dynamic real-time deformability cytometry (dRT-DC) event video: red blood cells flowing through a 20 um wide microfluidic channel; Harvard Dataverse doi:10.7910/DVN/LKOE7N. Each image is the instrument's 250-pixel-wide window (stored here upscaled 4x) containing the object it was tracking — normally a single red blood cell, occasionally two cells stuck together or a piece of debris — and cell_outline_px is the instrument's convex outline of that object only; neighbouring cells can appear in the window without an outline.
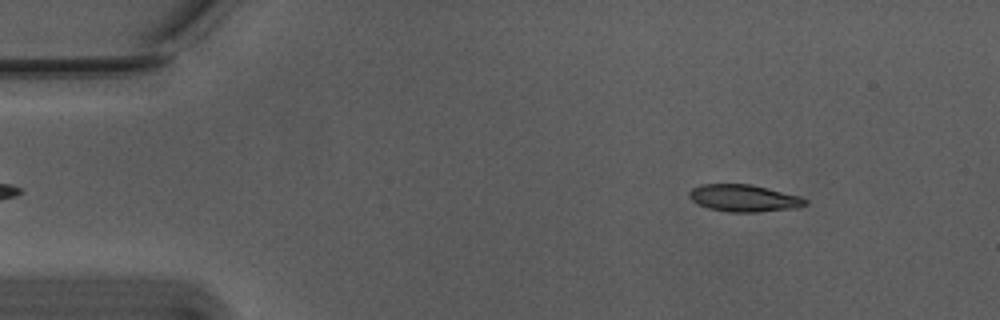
{"species": "Egyptian fruit bat (a non-hibernating species)", "species_latin": "Rousettus aegyptiacus", "temperature_condition": "warm", "stored_images_in_passage": 55, "camera_frame_rate_fps": 3000, "um_per_image_px": 0.085, "animal": {"sex": "male"}, "frame": {"image": 1, "passage_image": 7, "time_ms": 2.0, "image_size_px": [1000, 320], "cell_outline_px": [[808, 204], [796, 208], [756, 212], [728, 212], [708, 208], [696, 204], [688, 196], [688, 192], [692, 188], [700, 184], [748, 184], [768, 188], [800, 196], [808, 200]], "centroid_in_image_um": [63.21, 16.84], "position_along_channel_um": 21.8, "area_um2": 18.44}}
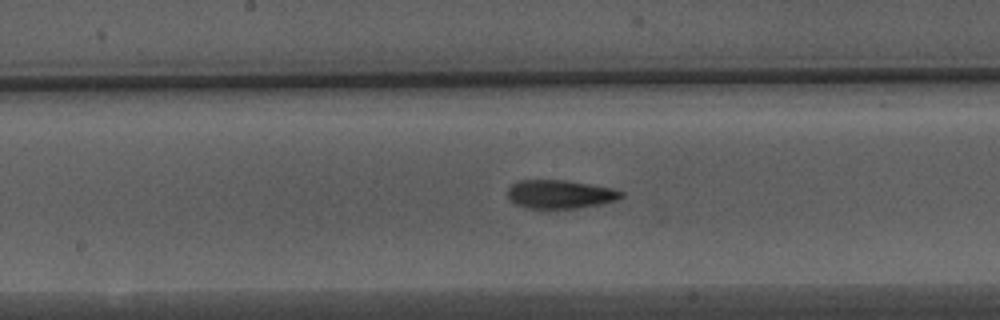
{"frame": {"image": 2, "passage_image": 28, "time_ms": 9.0, "image_size_px": [1000, 320], "cell_outline_px": [[624, 196], [620, 200], [600, 204], [576, 208], [528, 208], [516, 204], [508, 196], [508, 188], [512, 184], [520, 180], [564, 180], [612, 188], [624, 192]], "centroid_in_image_um": [47.65, 16.51], "position_along_channel_um": 200.6, "area_um2": 18.79}}
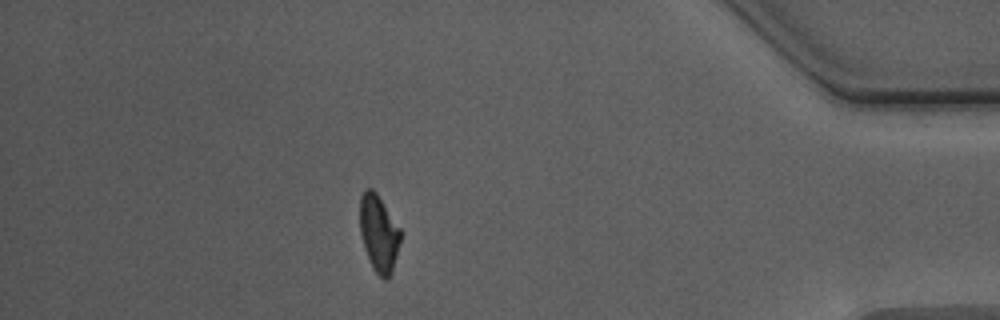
{"frame": {"image": 3, "passage_image": 48, "time_ms": 15.667, "image_size_px": [1000, 320], "cell_outline_px": [[400, 240], [392, 272], [384, 280], [372, 268], [364, 248], [360, 232], [360, 196], [368, 188], [372, 188], [376, 192], [400, 228]], "centroid_in_image_um": [32.18, 19.83], "position_along_channel_um": 403.0, "area_um2": 17.92}, "authors_computed_cell_mechanics": {"area_um2": 18.6116, "velocity_mm_per_s": 3.7419, "shape_relaxation_time_tau1_ms": 5.0234, "shape_relaxation_time_tau2_ms": 4.8896, "deformation_change_tau1": 0.1856, "deformation_change_tau2": 0.0966}}